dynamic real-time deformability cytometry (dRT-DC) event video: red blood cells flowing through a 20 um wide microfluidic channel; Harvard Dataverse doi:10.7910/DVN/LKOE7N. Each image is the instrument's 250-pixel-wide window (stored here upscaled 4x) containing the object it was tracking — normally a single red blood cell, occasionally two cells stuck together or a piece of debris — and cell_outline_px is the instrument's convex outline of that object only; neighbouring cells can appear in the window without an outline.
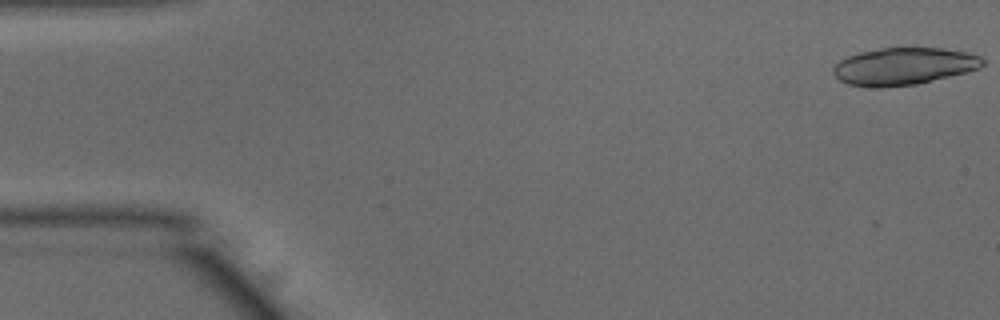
{"species": "common noctule bat (a hibernating species)", "species_latin": "Nyctalus noctula", "temperature_condition": "warm", "stored_images_in_passage": 2, "camera_frame_rate_fps": 3000, "um_per_image_px": 0.085, "animal": {"sex": "male", "body_mass_g": 15.6}, "frame": {"image": 1, "passage_image": 1, "time_ms": 0.0, "image_size_px": [1000, 320], "cell_outline_px": [[984, 64], [980, 68], [916, 84], [884, 88], [880, 88], [848, 84], [840, 80], [832, 72], [832, 68], [840, 60], [848, 56], [860, 52], [880, 48], [944, 48], [968, 52], [980, 56], [984, 60]], "centroid_in_image_um": [76.81, 5.63], "position_along_channel_um": 8.2, "area_um2": 32.31}}